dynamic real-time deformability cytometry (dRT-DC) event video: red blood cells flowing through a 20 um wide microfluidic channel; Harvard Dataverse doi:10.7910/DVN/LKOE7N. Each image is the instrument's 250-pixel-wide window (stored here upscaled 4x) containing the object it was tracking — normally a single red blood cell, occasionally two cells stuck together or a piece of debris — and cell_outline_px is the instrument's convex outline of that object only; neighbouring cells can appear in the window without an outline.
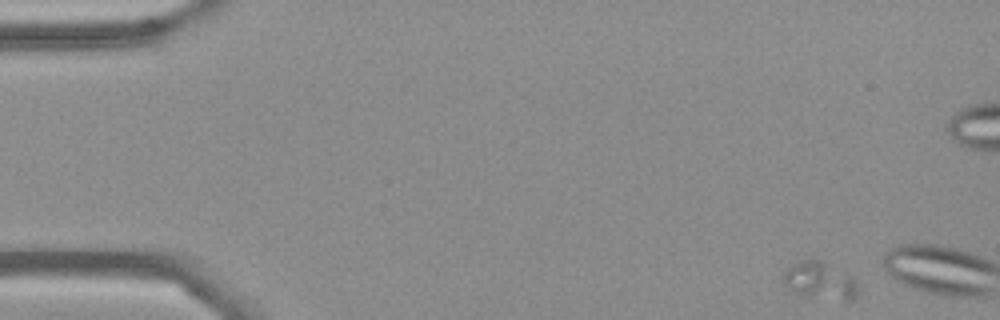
{"species": "Egyptian fruit bat (a non-hibernating species)", "species_latin": "Rousettus aegyptiacus", "temperature_condition": "cold", "stored_images_in_passage": 3, "camera_frame_rate_fps": 3000, "um_per_image_px": 0.085, "frame": {"image": 1, "passage_image": 2, "time_ms": 0.333, "image_size_px": [1000, 320], "cell_outline_px": [[860, 292], [852, 300], [844, 304], [804, 296], [796, 292], [784, 280], [784, 268], [808, 256], [820, 260], [852, 276], [856, 280]], "centroid_in_image_um": [69.78, 23.89], "position_along_channel_um": 15.2, "area_um2": 16.99}}